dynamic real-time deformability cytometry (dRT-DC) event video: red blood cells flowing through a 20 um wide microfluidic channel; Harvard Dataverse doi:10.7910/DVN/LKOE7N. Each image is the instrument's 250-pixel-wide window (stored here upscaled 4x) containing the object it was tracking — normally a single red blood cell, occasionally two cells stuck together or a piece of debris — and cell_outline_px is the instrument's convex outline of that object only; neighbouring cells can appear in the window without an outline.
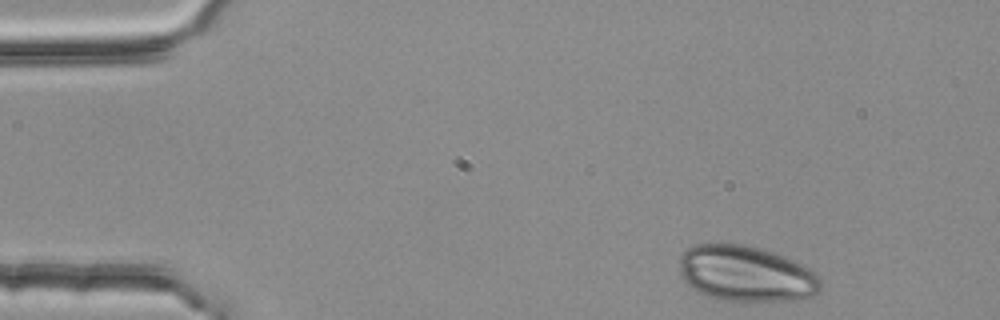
{"species": "common noctule bat (a hibernating species)", "species_latin": "Nyctalus noctula", "temperature_condition": "room temperature", "stored_images_in_passage": 43, "camera_frame_rate_fps": 3000, "um_per_image_px": 0.085, "animal": {"sex": "female", "body_mass_g": 25.1}, "frame": {"image": 1, "passage_image": 1, "time_ms": 0.0, "image_size_px": [1000, 320], "cell_outline_px": [[824, 288], [820, 292], [812, 296], [800, 300], [720, 300], [696, 292], [684, 284], [680, 276], [680, 256], [688, 248], [696, 244], [744, 244], [760, 248], [784, 256], [808, 268], [820, 280]], "centroid_in_image_um": [63.38, 23.27], "position_along_channel_um": 21.6, "area_um2": 46.07}}
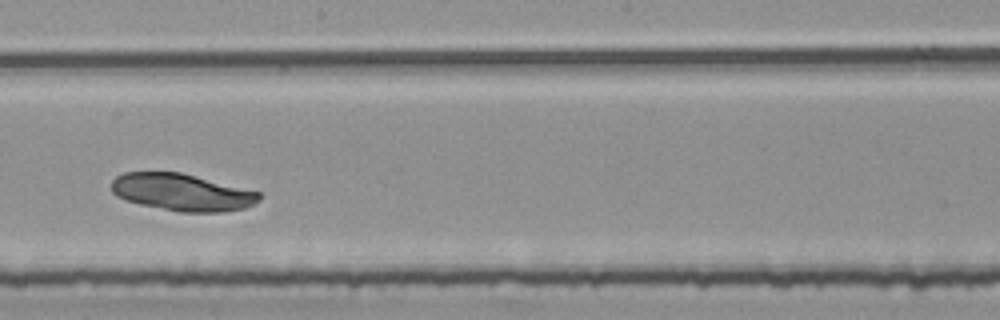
{"frame": {"image": 2, "passage_image": 25, "time_ms": 8.0, "image_size_px": [1000, 320], "cell_outline_px": [[260, 200], [244, 208], [224, 212], [180, 212], [140, 204], [116, 196], [112, 192], [112, 180], [116, 176], [124, 172], [180, 172], [260, 192]], "centroid_in_image_um": [15.46, 16.34], "position_along_channel_um": 232.7, "area_um2": 31.73}}
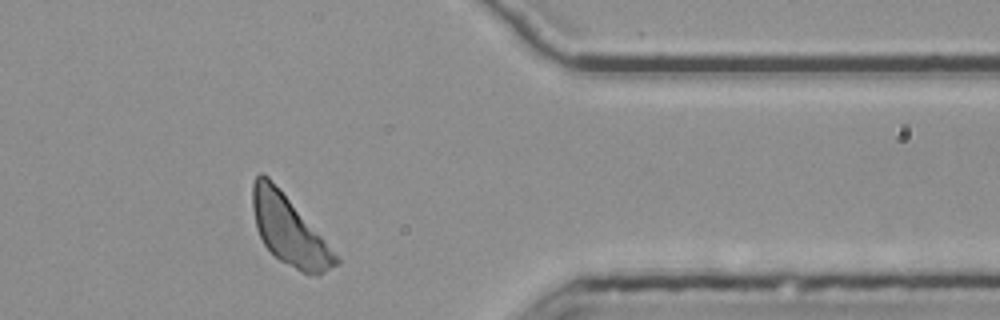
{"frame": {"image": 3, "passage_image": 39, "time_ms": 12.667, "image_size_px": [1000, 320], "cell_outline_px": [[340, 264], [316, 276], [300, 272], [280, 260], [264, 244], [256, 228], [252, 208], [252, 184], [256, 176], [260, 172], [268, 176], [340, 256]], "centroid_in_image_um": [24.59, 19.6], "position_along_channel_um": 386.8, "area_um2": 33.35}}